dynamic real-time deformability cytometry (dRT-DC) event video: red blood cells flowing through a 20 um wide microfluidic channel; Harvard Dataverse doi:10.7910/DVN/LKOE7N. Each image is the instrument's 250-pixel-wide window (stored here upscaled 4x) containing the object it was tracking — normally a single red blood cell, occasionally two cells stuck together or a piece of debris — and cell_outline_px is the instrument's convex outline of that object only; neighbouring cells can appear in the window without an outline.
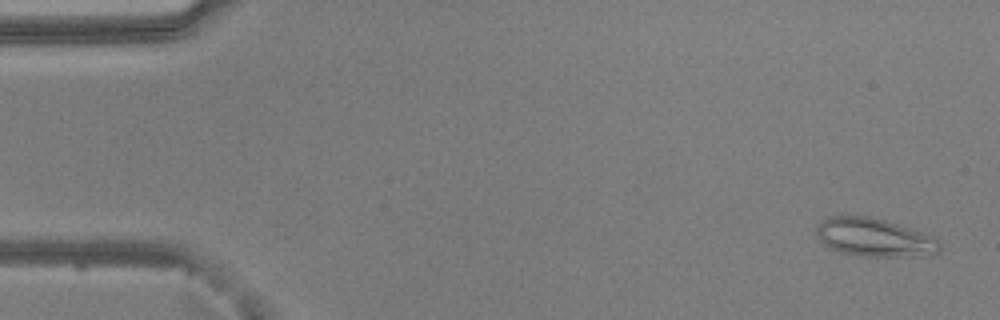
{"species": "common noctule bat (a hibernating species)", "species_latin": "Nyctalus noctula", "temperature_condition": "warm", "stored_images_in_passage": 54, "camera_frame_rate_fps": 3000, "um_per_image_px": 0.085, "animal": {"sex": "male", "body_mass_g": 20.5, "forearm_length_mm": 52.5}, "frame": {"image": 1, "passage_image": 2, "time_ms": 0.333, "image_size_px": [1000, 320], "cell_outline_px": [[940, 252], [912, 256], [860, 256], [840, 252], [828, 248], [820, 240], [816, 232], [816, 228], [828, 216], [868, 216], [884, 220], [924, 232], [936, 236], [940, 244]], "centroid_in_image_um": [74.33, 20.18], "position_along_channel_um": 10.7, "area_um2": 27.46}}
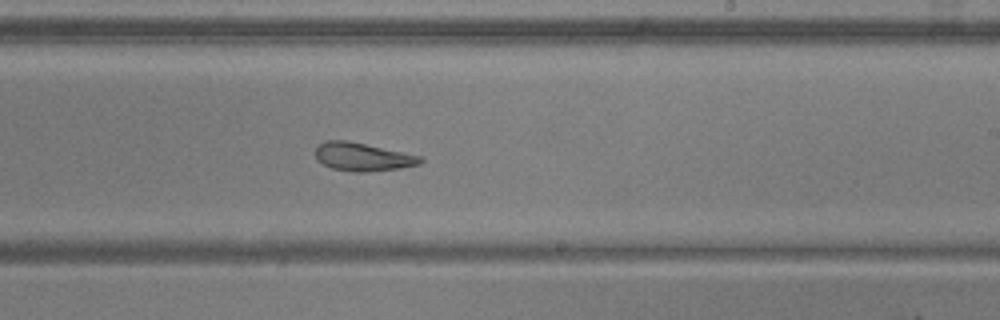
{"frame": {"image": 2, "passage_image": 32, "time_ms": 10.333, "image_size_px": [1000, 320], "cell_outline_px": [[424, 160], [420, 164], [400, 168], [368, 172], [352, 172], [332, 168], [316, 160], [316, 148], [324, 140], [344, 140], [424, 156]], "centroid_in_image_um": [30.85, 13.34], "position_along_channel_um": 258.1, "area_um2": 17.28}}
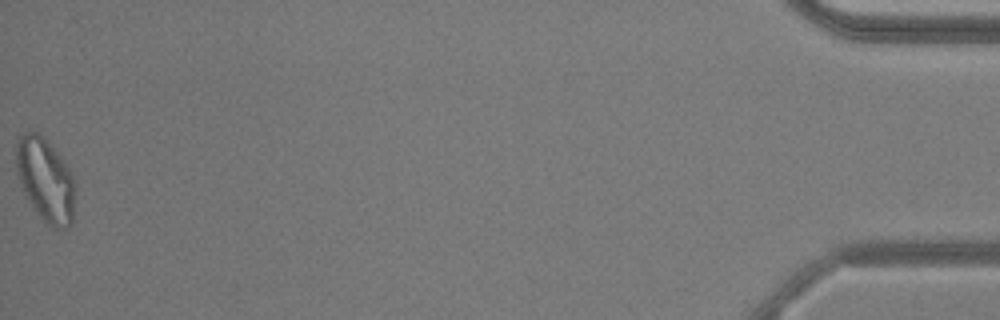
{"frame": {"image": 3, "passage_image": 54, "time_ms": 17.667, "image_size_px": [1000, 320], "cell_outline_px": [[76, 188], [72, 224], [68, 228], [52, 228], [36, 212], [24, 192], [16, 176], [16, 144], [20, 136], [24, 132], [36, 132], [60, 156], [72, 172], [76, 180]], "centroid_in_image_um": [3.89, 15.33], "position_along_channel_um": 431.3, "area_um2": 28.78}, "authors_computed_cell_mechanics": {"area_um2": 21.8484, "velocity_mm_per_s": 3.7262, "shape_relaxation_time_tau1_ms": null, "shape_relaxation_time_tau2_ms": 3.8487, "deformation_change_tau1": null, "deformation_change_tau2": 0.1119}}